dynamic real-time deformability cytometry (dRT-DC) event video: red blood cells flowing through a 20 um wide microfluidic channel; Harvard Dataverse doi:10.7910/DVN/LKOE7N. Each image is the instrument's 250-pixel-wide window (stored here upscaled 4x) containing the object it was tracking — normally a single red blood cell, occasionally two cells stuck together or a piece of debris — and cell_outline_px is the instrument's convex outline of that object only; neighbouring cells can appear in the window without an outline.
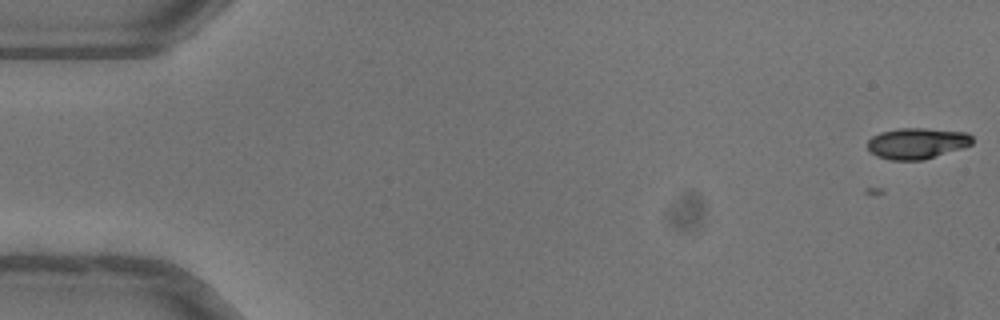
{"species": "common noctule bat (a hibernating species)", "species_latin": "Nyctalus noctula", "temperature_condition": "warm", "stored_images_in_passage": 2, "camera_frame_rate_fps": 3000, "um_per_image_px": 0.085, "animal": {"sex": "female"}, "frame": {"image": 1, "passage_image": 2, "time_ms": 0.333, "image_size_px": [1000, 320], "cell_outline_px": [[972, 144], [924, 160], [892, 160], [876, 156], [868, 148], [868, 140], [872, 136], [880, 132], [900, 128], [924, 128], [968, 132], [972, 136]], "centroid_in_image_um": [77.93, 12.17], "position_along_channel_um": 7.1, "area_um2": 18.84}}